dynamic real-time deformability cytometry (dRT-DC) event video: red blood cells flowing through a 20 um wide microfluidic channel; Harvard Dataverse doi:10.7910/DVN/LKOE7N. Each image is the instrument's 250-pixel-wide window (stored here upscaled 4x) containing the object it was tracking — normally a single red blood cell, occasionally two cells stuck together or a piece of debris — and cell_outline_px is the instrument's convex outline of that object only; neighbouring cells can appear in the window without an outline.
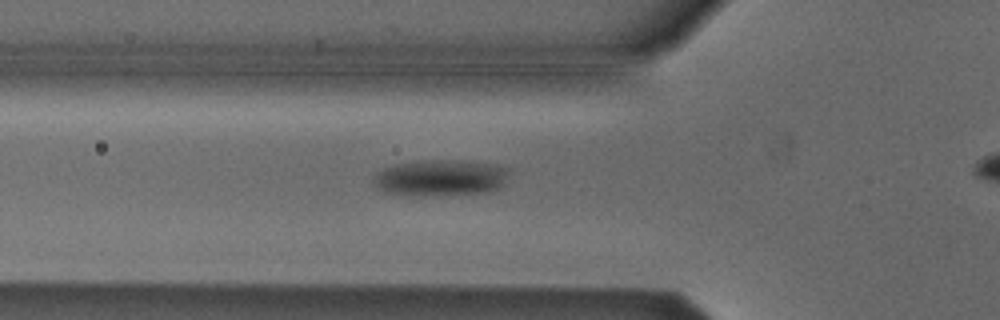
{"species": "Egyptian fruit bat (a non-hibernating species)", "species_latin": "Rousettus aegyptiacus", "temperature_condition": "cold", "stored_images_in_passage": 45, "camera_frame_rate_fps": 3000, "um_per_image_px": 0.085, "animal": {"sex": "male"}, "frame": {"image": 1, "passage_image": 17, "time_ms": 5.333, "image_size_px": [1000, 320], "cell_outline_px": [[508, 168], [500, 184], [496, 188], [484, 192], [424, 196], [400, 196], [388, 192], [380, 188], [372, 180], [376, 172], [384, 168], [396, 164], [420, 160], [456, 160], [496, 164]], "centroid_in_image_um": [37.34, 15.11], "position_along_channel_um": 88.5, "area_um2": 28.32}}
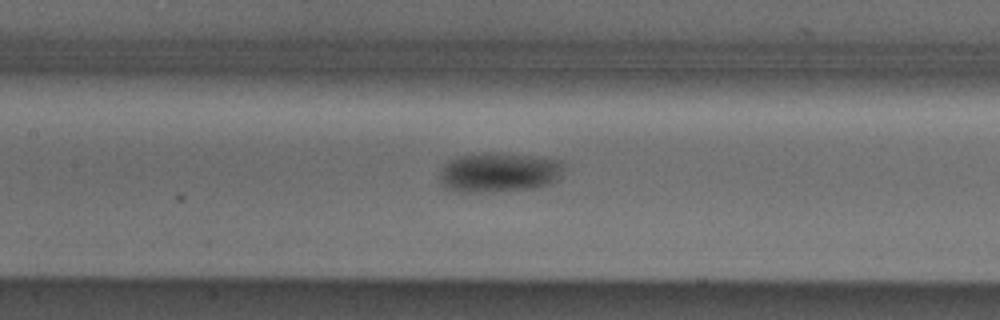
{"frame": {"image": 2, "passage_image": 23, "time_ms": 7.333, "image_size_px": [1000, 320], "cell_outline_px": [[564, 164], [560, 176], [552, 184], [532, 188], [480, 192], [460, 192], [448, 188], [440, 180], [440, 172], [444, 164], [448, 160], [460, 156], [484, 152], [496, 152], [536, 156], [560, 160]], "centroid_in_image_um": [42.42, 14.63], "position_along_channel_um": 165.0, "area_um2": 28.73}}
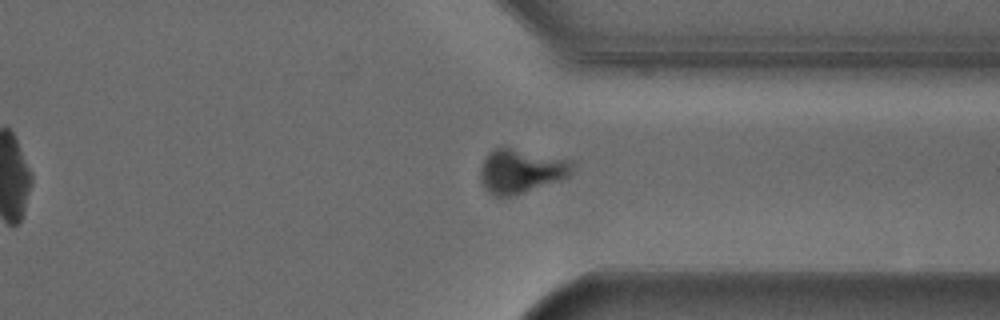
{"frame": {"image": 3, "passage_image": 39, "time_ms": 12.667, "image_size_px": [1000, 320], "cell_outline_px": [[572, 172], [568, 176], [560, 180], [512, 196], [492, 196], [488, 192], [480, 180], [480, 168], [488, 152], [496, 148], [508, 148], [572, 160]], "centroid_in_image_um": [44.25, 14.56], "position_along_channel_um": 367.1, "area_um2": 23.24}, "authors_computed_cell_mechanics": {"area_um2": 25.9522, "velocity_mm_per_s": 3.8157, "shape_relaxation_time_tau1_ms": 2.9565, "shape_relaxation_time_tau2_ms": null, "deformation_change_tau1": 0.0638, "deformation_change_tau2": null}}